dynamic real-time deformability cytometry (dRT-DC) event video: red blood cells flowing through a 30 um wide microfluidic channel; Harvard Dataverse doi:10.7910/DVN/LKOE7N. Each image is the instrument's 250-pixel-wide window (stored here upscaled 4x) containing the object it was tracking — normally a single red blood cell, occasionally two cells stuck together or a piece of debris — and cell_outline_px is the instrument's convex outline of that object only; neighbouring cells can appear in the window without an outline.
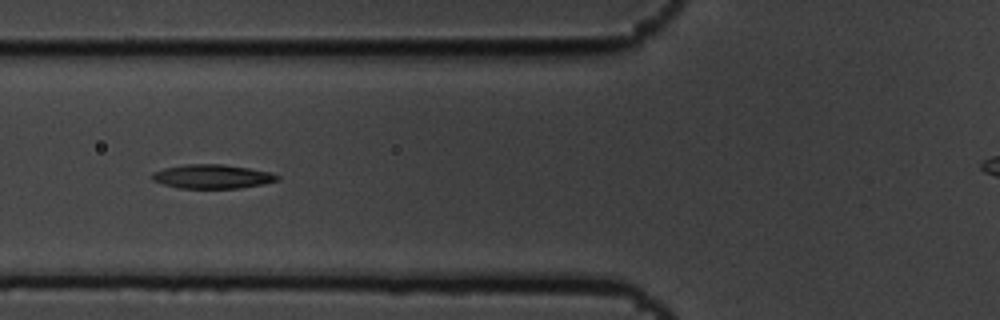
{"species": "common noctule bat (a hibernating species)", "species_latin": "Nyctalus noctula", "temperature_condition": "cold", "stored_images_in_passage": 7, "camera_frame_rate_fps": 3000, "um_per_image_px": 0.085, "animal": {"sex": "male", "body_mass_g": 19.5, "forearm_length_mm": 54.6}, "frame": {"image": 1, "passage_image": 5, "time_ms": 1.333, "image_size_px": [1000, 320], "cell_outline_px": [[280, 180], [264, 184], [240, 188], [180, 188], [164, 184], [152, 180], [148, 176], [152, 172], [164, 168], [184, 164], [224, 164], [272, 172], [280, 176]], "centroid_in_image_um": [18.04, 15.0], "position_along_channel_um": 107.8, "area_um2": 17.74}}
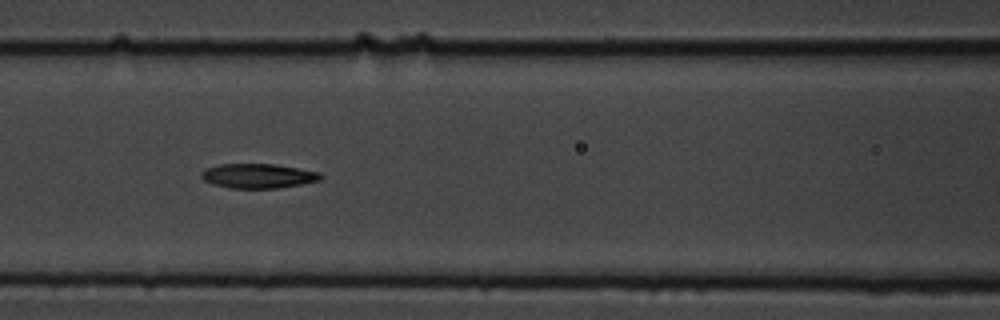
{"frame": {"image": 2, "passage_image": 6, "time_ms": 1.667, "image_size_px": [1000, 320], "cell_outline_px": [[324, 176], [320, 180], [300, 184], [276, 188], [232, 188], [216, 184], [204, 180], [200, 176], [200, 172], [208, 168], [220, 164], [276, 164], [320, 172]], "centroid_in_image_um": [21.97, 14.94], "position_along_channel_um": 144.6, "area_um2": 16.88}}
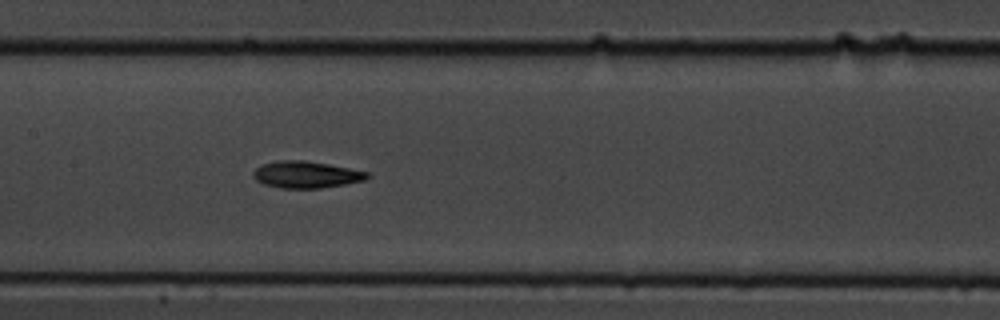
{"frame": {"image": 3, "passage_image": 7, "time_ms": 2.0, "image_size_px": [1000, 320], "cell_outline_px": [[372, 176], [364, 180], [344, 184], [320, 188], [280, 188], [264, 184], [256, 180], [252, 176], [252, 172], [260, 164], [280, 160], [304, 160], [328, 164], [368, 172]], "centroid_in_image_um": [25.99, 14.83], "position_along_channel_um": 181.4, "area_um2": 17.8}}